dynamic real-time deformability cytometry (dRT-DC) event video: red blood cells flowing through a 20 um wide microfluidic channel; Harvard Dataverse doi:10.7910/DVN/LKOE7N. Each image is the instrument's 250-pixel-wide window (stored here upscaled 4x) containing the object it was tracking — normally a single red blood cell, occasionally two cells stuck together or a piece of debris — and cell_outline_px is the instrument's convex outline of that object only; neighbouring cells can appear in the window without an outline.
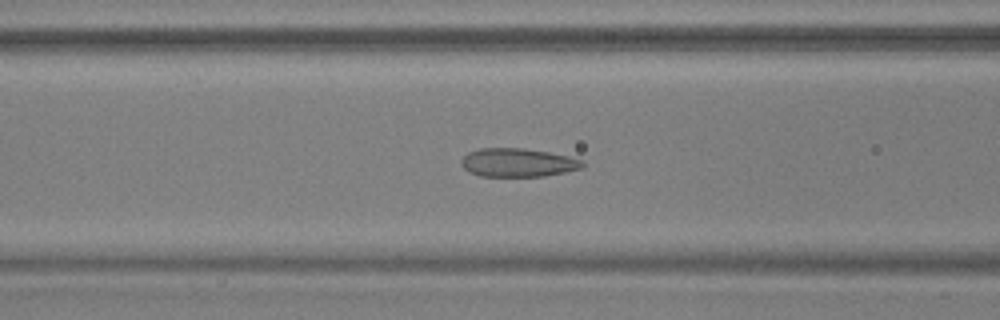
{"species": "common noctule bat (a hibernating species)", "species_latin": "Nyctalus noctula", "temperature_condition": "warm", "stored_images_in_passage": 56, "camera_frame_rate_fps": 3000, "um_per_image_px": 0.085, "animal": {"sex": "male", "body_mass_g": 17.9, "forearm_length_mm": 54.2}, "frame": {"image": 1, "passage_image": 22, "time_ms": 7.0, "image_size_px": [1000, 320], "cell_outline_px": [[584, 168], [544, 176], [480, 176], [468, 172], [460, 164], [460, 160], [468, 152], [480, 148], [524, 148], [548, 152], [568, 156], [584, 160]], "centroid_in_image_um": [44.01, 13.82], "position_along_channel_um": 122.6, "area_um2": 20.29}}
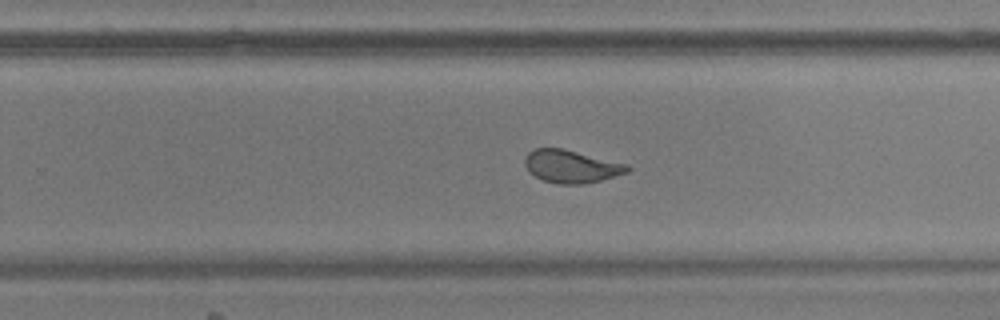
{"frame": {"image": 2, "passage_image": 35, "time_ms": 11.333, "image_size_px": [1000, 320], "cell_outline_px": [[632, 168], [628, 172], [616, 176], [584, 184], [556, 184], [544, 180], [528, 172], [524, 164], [524, 156], [528, 152], [536, 148], [564, 148], [628, 164]], "centroid_in_image_um": [48.56, 14.14], "position_along_channel_um": 281.2, "area_um2": 19.83}}
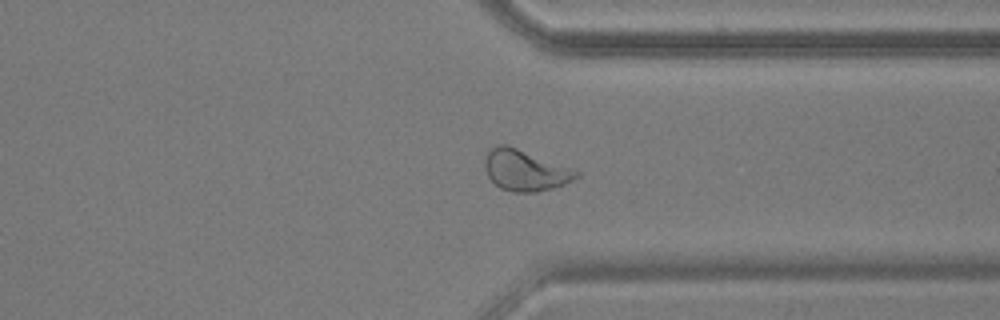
{"frame": {"image": 3, "passage_image": 42, "time_ms": 13.667, "image_size_px": [1000, 320], "cell_outline_px": [[580, 176], [564, 184], [552, 188], [536, 192], [512, 192], [500, 188], [488, 176], [484, 168], [484, 160], [488, 152], [492, 148], [500, 144], [508, 144], [572, 168], [580, 172]], "centroid_in_image_um": [44.63, 14.47], "position_along_channel_um": 366.8, "area_um2": 21.85}, "authors_computed_cell_mechanics": {"area_um2": 22.4842, "velocity_mm_per_s": 3.6646, "shape_relaxation_time_tau1_ms": 6.0163, "shape_relaxation_time_tau2_ms": 1.0138, "deformation_change_tau1": 0.1637, "deformation_change_tau2": 0.0633}}